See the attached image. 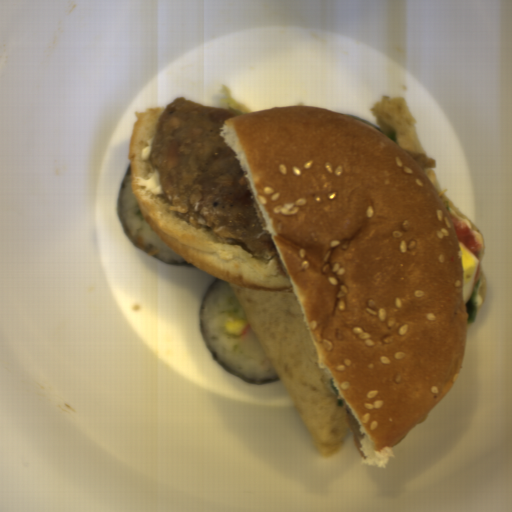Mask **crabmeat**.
<instances>
[{"label": "crabmeat", "instance_id": "f7934b28", "mask_svg": "<svg viewBox=\"0 0 512 512\" xmlns=\"http://www.w3.org/2000/svg\"><path fill=\"white\" fill-rule=\"evenodd\" d=\"M237 347L240 353L249 356L260 364L268 356L250 323L242 332Z\"/></svg>", "mask_w": 512, "mask_h": 512}]
</instances>
